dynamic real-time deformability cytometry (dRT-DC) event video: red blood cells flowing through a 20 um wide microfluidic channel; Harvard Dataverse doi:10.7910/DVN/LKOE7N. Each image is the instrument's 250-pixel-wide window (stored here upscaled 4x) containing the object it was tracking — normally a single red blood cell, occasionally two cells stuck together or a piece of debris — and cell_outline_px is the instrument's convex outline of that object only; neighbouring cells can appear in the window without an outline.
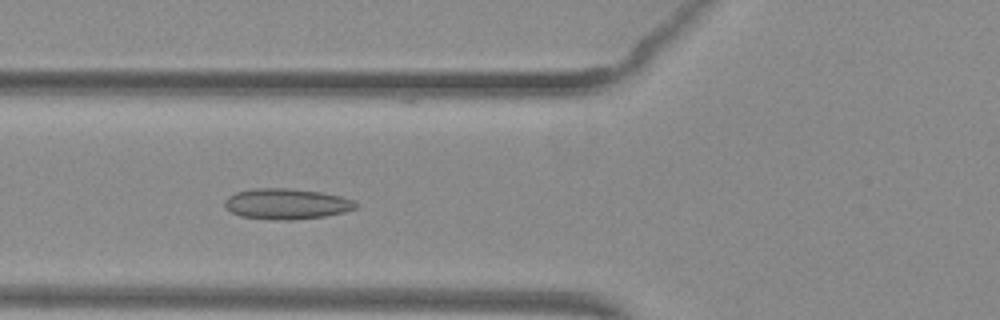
{"species": "common noctule bat (a hibernating species)", "species_latin": "Nyctalus noctula", "temperature_condition": "warm", "stored_images_in_passage": 52, "segment_of_instrument_passage": [1, 2], "camera_frame_rate_fps": 3000, "um_per_image_px": 0.085, "animal": {"sex": "female", "body_mass_g": 29.2, "forearm_length_mm": 56.3}, "frame": {"image": 1, "passage_image": 19, "time_ms": 6.0, "image_size_px": [1000, 320], "cell_outline_px": [[360, 204], [356, 208], [344, 212], [324, 216], [288, 220], [276, 220], [240, 216], [232, 212], [224, 204], [224, 200], [228, 196], [236, 192], [256, 188], [288, 188], [320, 192], [340, 196], [352, 200]], "centroid_in_image_um": [24.36, 17.32], "position_along_channel_um": 101.4, "area_um2": 23.29}}
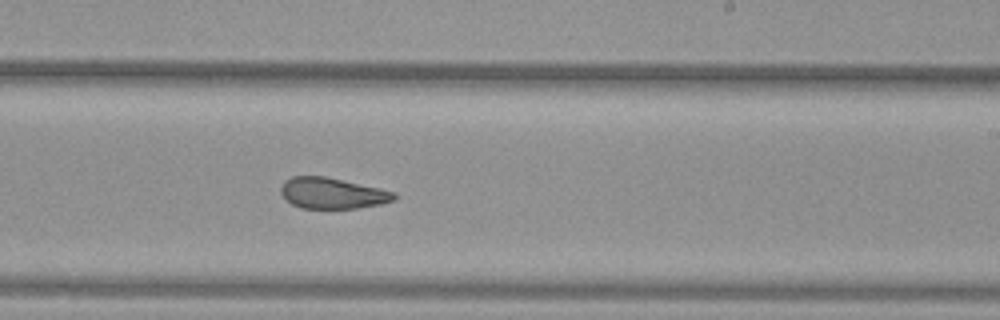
{"frame": {"image": 2, "passage_image": 31, "time_ms": 10.0, "image_size_px": [1000, 320], "cell_outline_px": [[396, 200], [380, 204], [356, 208], [300, 208], [284, 200], [280, 192], [280, 188], [284, 180], [292, 176], [324, 176], [380, 188], [396, 192]], "centroid_in_image_um": [28.22, 16.42], "position_along_channel_um": 260.8, "area_um2": 20.58}}
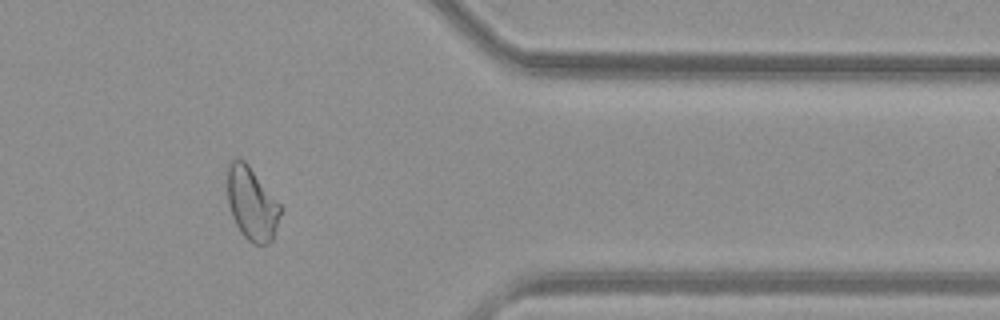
{"frame": {"image": 3, "passage_image": 42, "time_ms": 13.667, "image_size_px": [1000, 320], "cell_outline_px": [[284, 208], [272, 240], [268, 244], [252, 244], [240, 232], [232, 216], [228, 204], [224, 172], [228, 160], [236, 156], [244, 160], [248, 164]], "centroid_in_image_um": [21.36, 17.23], "position_along_channel_um": 390.0, "area_um2": 23.58}}